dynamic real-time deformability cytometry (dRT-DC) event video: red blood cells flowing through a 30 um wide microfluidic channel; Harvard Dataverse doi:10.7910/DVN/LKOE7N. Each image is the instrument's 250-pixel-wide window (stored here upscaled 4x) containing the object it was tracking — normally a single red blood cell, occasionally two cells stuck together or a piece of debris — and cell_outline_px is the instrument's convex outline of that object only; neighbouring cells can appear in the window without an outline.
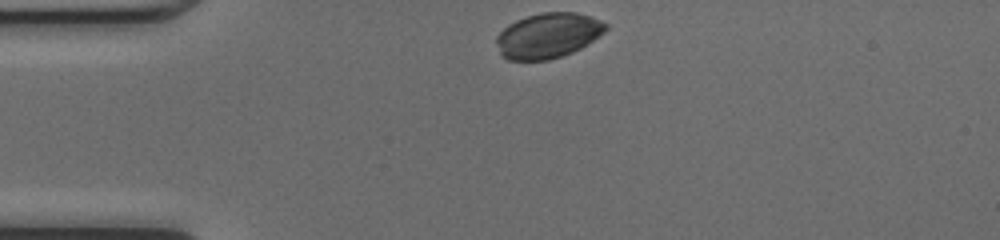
{"species": "common noctule bat (a hibernating species)", "species_latin": "Nyctalus noctula", "temperature_condition": "cold", "stored_images_in_passage": 39, "camera_frame_rate_fps": 3000, "um_per_image_px": 0.085, "animal": {"sex": "female", "body_mass_g": 17.0, "forearm_length_mm": 48.0}, "frame": {"image": 1, "passage_image": 1, "time_ms": 0.0, "image_size_px": [1000, 240], "cell_outline_px": [[608, 28], [604, 32], [580, 48], [572, 52], [548, 60], [508, 60], [500, 56], [496, 44], [496, 36], [508, 24], [516, 20], [540, 12], [576, 12], [592, 16], [608, 24]], "centroid_in_image_um": [46.55, 3.01], "position_along_channel_um": 38.4, "area_um2": 28.84}}
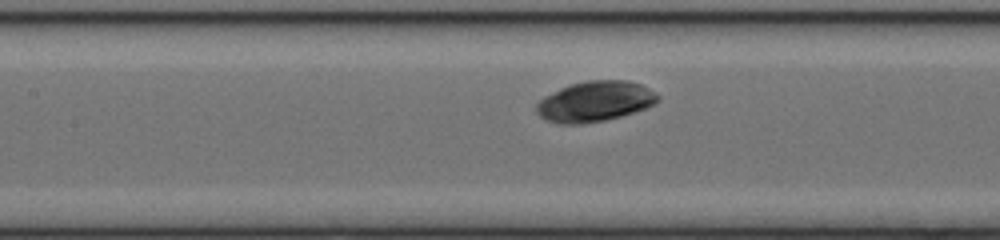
{"frame": {"image": 2, "passage_image": 12, "time_ms": 3.667, "image_size_px": [1000, 240], "cell_outline_px": [[660, 100], [644, 108], [620, 116], [604, 120], [580, 124], [556, 124], [540, 116], [536, 112], [536, 104], [544, 96], [568, 84], [588, 80], [628, 80], [640, 84], [656, 92], [660, 96]], "centroid_in_image_um": [50.55, 8.61], "position_along_channel_um": 156.9, "area_um2": 28.55}}
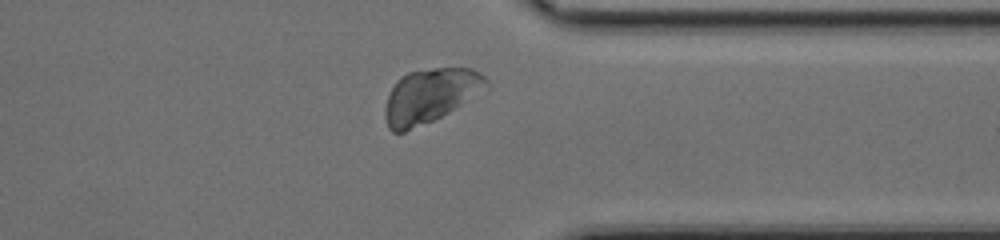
{"frame": {"image": 3, "passage_image": 28, "time_ms": 9.0, "image_size_px": [1000, 240], "cell_outline_px": [[492, 84], [448, 112], [432, 120], [404, 132], [392, 132], [388, 128], [384, 112], [384, 108], [388, 96], [396, 80], [400, 76], [408, 72], [432, 68], [472, 68], [480, 72]], "centroid_in_image_um": [36.54, 8.11], "position_along_channel_um": 374.9, "area_um2": 31.56}}